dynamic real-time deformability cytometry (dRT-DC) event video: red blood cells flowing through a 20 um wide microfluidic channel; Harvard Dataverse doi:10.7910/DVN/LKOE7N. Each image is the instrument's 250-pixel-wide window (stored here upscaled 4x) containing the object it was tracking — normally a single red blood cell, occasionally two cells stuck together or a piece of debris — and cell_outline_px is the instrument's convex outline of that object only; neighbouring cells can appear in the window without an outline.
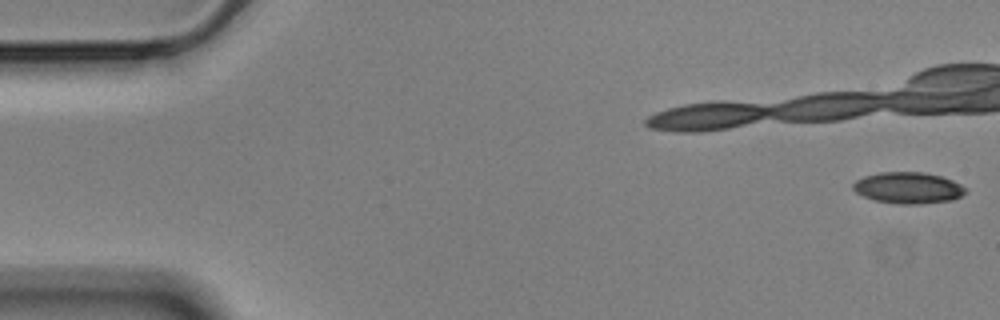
{"species": "Egyptian fruit bat (a non-hibernating species)", "species_latin": "Rousettus aegyptiacus", "temperature_condition": "cold", "stored_images_in_passage": 18, "camera_frame_rate_fps": 3000, "um_per_image_px": 0.085, "animal": {"sex": "male"}, "frame": {"image": 1, "passage_image": 1, "time_ms": 0.0, "image_size_px": [1000, 320], "cell_outline_px": [[968, 192], [952, 200], [920, 204], [896, 204], [876, 200], [864, 196], [856, 192], [852, 188], [852, 184], [856, 180], [864, 176], [880, 172], [924, 172], [940, 176], [952, 180], [968, 188]], "centroid_in_image_um": [77.21, 15.96], "position_along_channel_um": 7.8, "area_um2": 20.63}}